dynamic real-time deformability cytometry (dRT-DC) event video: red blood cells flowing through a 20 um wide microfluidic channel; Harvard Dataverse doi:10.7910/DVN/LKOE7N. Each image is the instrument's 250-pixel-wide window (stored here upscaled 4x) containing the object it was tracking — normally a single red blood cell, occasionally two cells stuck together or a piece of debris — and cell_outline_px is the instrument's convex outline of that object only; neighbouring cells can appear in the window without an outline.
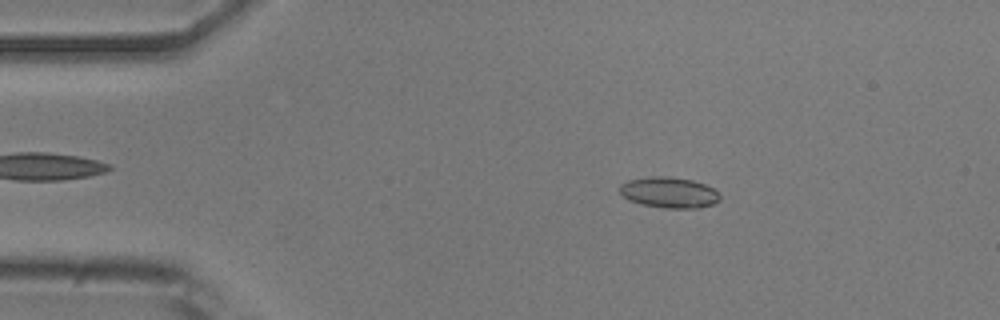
{"species": "common noctule bat (a hibernating species)", "species_latin": "Nyctalus noctula", "temperature_condition": "room temperature", "stored_images_in_passage": 43, "camera_frame_rate_fps": 3000, "um_per_image_px": 0.085, "animal": {"sex": "male", "body_mass_g": 20.5, "forearm_length_mm": 52.5}, "frame": {"image": 1, "passage_image": 7, "time_ms": 2.0, "image_size_px": [1000, 320], "cell_outline_px": [[720, 200], [712, 204], [700, 208], [664, 208], [644, 204], [628, 200], [620, 192], [620, 184], [628, 180], [656, 176], [664, 176], [692, 180], [704, 184], [712, 188], [720, 196]], "centroid_in_image_um": [56.87, 16.37], "position_along_channel_um": 28.1, "area_um2": 17.74}}
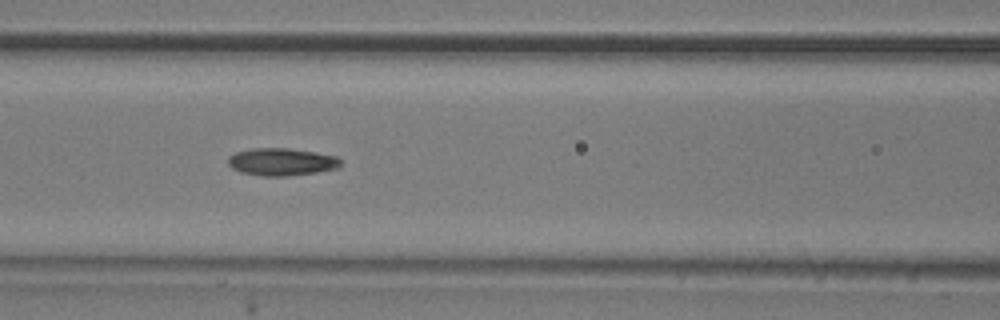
{"frame": {"image": 2, "passage_image": 20, "time_ms": 6.333, "image_size_px": [1000, 320], "cell_outline_px": [[340, 168], [316, 172], [288, 176], [260, 176], [240, 172], [232, 168], [228, 164], [228, 156], [236, 152], [252, 148], [288, 148], [316, 152], [336, 156], [340, 160]], "centroid_in_image_um": [23.92, 13.76], "position_along_channel_um": 142.7, "area_um2": 18.15}}
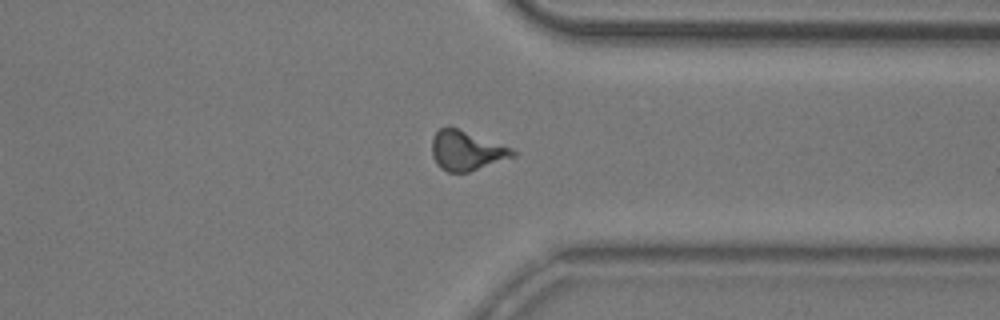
{"frame": {"image": 3, "passage_image": 38, "time_ms": 12.333, "image_size_px": [1000, 320], "cell_outline_px": [[516, 156], [468, 172], [448, 172], [440, 168], [436, 164], [432, 156], [432, 140], [436, 132], [440, 128], [456, 128], [512, 148], [516, 152]], "centroid_in_image_um": [39.64, 12.83], "position_along_channel_um": 371.8, "area_um2": 18.32}, "authors_computed_cell_mechanics": {"area_um2": 17.7446, "velocity_mm_per_s": 3.8532, "shape_relaxation_time_tau1_ms": 2.3646, "shape_relaxation_time_tau2_ms": null, "deformation_change_tau1": 0.0794, "deformation_change_tau2": null}}